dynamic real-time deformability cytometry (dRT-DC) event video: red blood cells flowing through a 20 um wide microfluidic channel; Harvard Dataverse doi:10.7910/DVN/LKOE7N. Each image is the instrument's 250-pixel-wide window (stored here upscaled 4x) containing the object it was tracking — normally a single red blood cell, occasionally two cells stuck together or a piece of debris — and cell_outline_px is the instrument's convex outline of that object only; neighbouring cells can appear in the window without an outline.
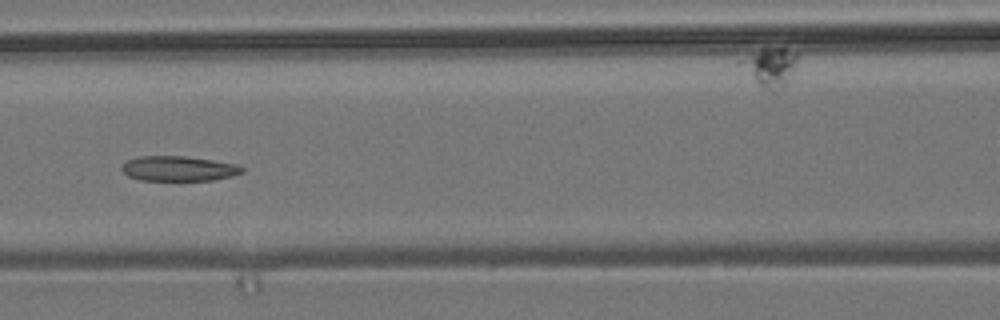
{"species": "common noctule bat (a hibernating species)", "species_latin": "Nyctalus noctula", "temperature_condition": "room temperature", "stored_images_in_passage": 12, "camera_frame_rate_fps": 3000, "um_per_image_px": 0.085, "animal": {"sex": "male", "body_mass_g": 19.2, "forearm_length_mm": 51.8}, "frame": {"image": 1, "passage_image": 6, "time_ms": 6.667, "image_size_px": [1000, 320], "cell_outline_px": [[244, 172], [232, 176], [216, 180], [140, 180], [128, 176], [120, 168], [128, 160], [140, 156], [184, 156], [212, 160], [236, 164], [244, 168]], "centroid_in_image_um": [15.2, 14.33], "position_along_channel_um": 151.4, "area_um2": 17.46}}
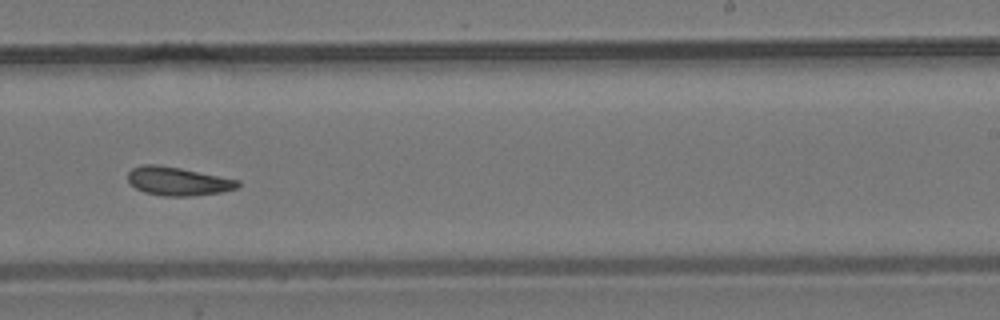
{"frame": {"image": 2, "passage_image": 9, "time_ms": 10.0, "image_size_px": [1000, 320], "cell_outline_px": [[240, 184], [236, 188], [220, 192], [192, 196], [164, 196], [144, 192], [136, 188], [128, 180], [128, 172], [132, 168], [144, 164], [156, 164], [180, 168], [240, 180]], "centroid_in_image_um": [15.11, 15.4], "position_along_channel_um": 273.9, "area_um2": 18.15}}
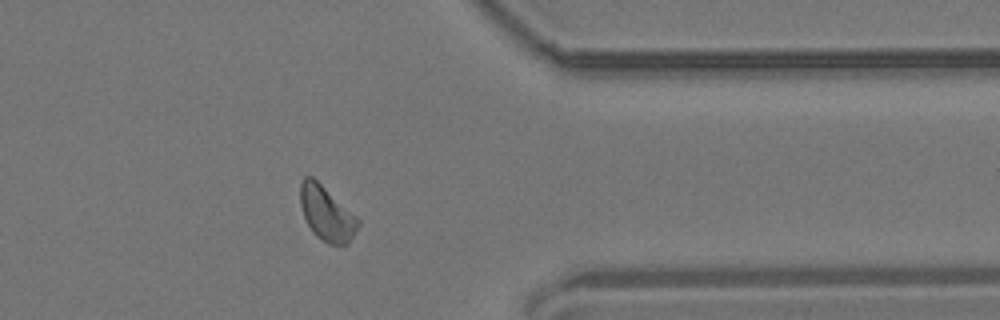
{"frame": {"image": 3, "passage_image": 12, "time_ms": 13.333, "image_size_px": [1000, 320], "cell_outline_px": [[360, 224], [348, 244], [328, 244], [316, 236], [312, 232], [304, 216], [300, 204], [300, 184], [304, 176], [312, 176], [356, 216], [360, 220]], "centroid_in_image_um": [27.75, 18.15], "position_along_channel_um": 383.6, "area_um2": 18.15}, "authors_computed_cell_mechanics": {"area_um2": 18.2937, "velocity_mm_per_s": 3.6997, "shape_relaxation_time_tau1_ms": 4.9748, "shape_relaxation_time_tau2_ms": 3.8806, "deformation_change_tau1": 0.1054, "deformation_change_tau2": 0.11}}